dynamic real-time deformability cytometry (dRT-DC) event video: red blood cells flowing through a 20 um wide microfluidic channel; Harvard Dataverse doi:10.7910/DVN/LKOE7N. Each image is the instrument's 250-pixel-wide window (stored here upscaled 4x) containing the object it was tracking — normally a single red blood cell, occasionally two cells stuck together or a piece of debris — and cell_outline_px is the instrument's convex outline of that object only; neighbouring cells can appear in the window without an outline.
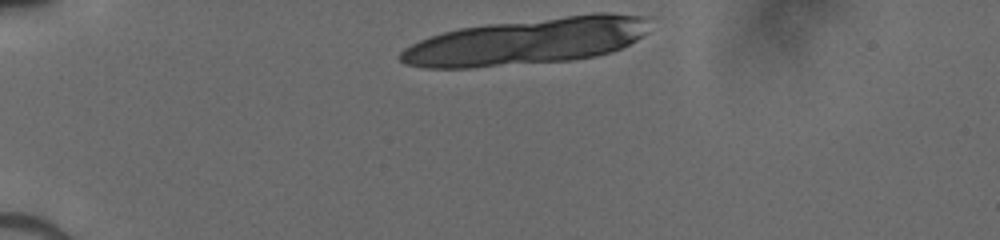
{"species": "human", "species_latin": "Homo sapiens", "temperature_condition": "cold", "stored_images_in_passage": 11, "camera_frame_rate_fps": 3000, "um_per_image_px": 0.085, "donor": {"sex": "male"}, "frame": {"image": 1, "passage_image": 1, "time_ms": 0.0, "image_size_px": [1000, 240], "cell_outline_px": [[648, 32], [636, 40], [612, 52], [596, 56], [572, 60], [472, 68], [424, 68], [404, 64], [400, 60], [400, 52], [404, 48], [428, 36], [460, 28], [488, 24], [596, 12], [608, 12], [640, 16]], "centroid_in_image_um": [44.73, 3.53], "position_along_channel_um": 40.3, "area_um2": 67.45}}
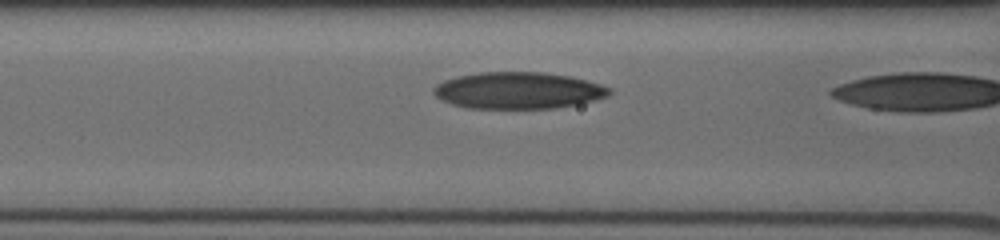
{"frame": {"image": 2, "passage_image": 10, "time_ms": 3.0, "image_size_px": [1000, 240], "cell_outline_px": [[612, 92], [608, 96], [576, 104], [556, 108], [468, 108], [452, 104], [440, 100], [432, 92], [432, 88], [436, 84], [444, 80], [456, 76], [480, 72], [544, 72], [568, 76], [600, 84], [612, 88]], "centroid_in_image_um": [44.0, 7.69], "position_along_channel_um": 122.6, "area_um2": 37.57}}